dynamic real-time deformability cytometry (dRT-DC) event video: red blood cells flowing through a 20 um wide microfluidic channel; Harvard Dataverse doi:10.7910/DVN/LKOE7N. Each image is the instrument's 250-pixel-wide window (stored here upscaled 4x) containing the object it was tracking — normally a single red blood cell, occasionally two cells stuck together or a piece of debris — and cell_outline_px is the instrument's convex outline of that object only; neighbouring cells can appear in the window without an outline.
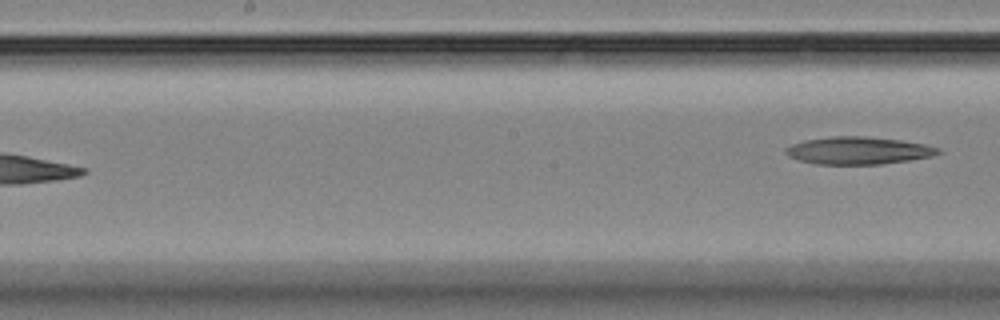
{"species": "Egyptian fruit bat (a non-hibernating species)", "species_latin": "Rousettus aegyptiacus", "temperature_condition": "room temperature", "stored_images_in_passage": 8, "segment_of_instrument_passage": [2, 2], "camera_frame_rate_fps": 3000, "um_per_image_px": 0.085, "animal": {"sex": "female"}, "frame": {"image": 1, "passage_image": 8, "time_ms": 8.333, "image_size_px": [1000, 320], "cell_outline_px": [[940, 152], [932, 156], [908, 160], [880, 164], [816, 164], [800, 160], [788, 156], [784, 152], [784, 148], [792, 144], [804, 140], [828, 136], [864, 136], [900, 140], [924, 144], [940, 148]], "centroid_in_image_um": [72.91, 12.79], "position_along_channel_um": 175.3, "area_um2": 24.33}}